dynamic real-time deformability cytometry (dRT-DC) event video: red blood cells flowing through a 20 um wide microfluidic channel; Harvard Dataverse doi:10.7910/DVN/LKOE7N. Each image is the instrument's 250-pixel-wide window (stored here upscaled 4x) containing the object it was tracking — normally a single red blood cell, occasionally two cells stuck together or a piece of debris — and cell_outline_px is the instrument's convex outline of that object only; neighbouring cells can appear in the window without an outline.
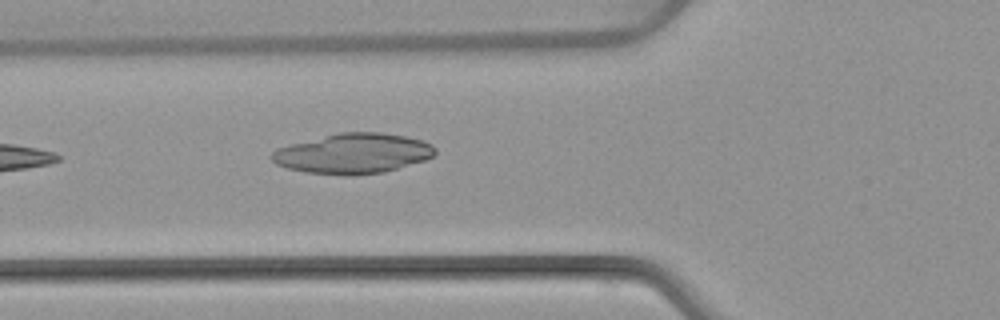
{"species": "common noctule bat (a hibernating species)", "species_latin": "Nyctalus noctula", "temperature_condition": "warm", "stored_images_in_passage": 6, "camera_frame_rate_fps": 3000, "um_per_image_px": 0.085, "animal": {"sex": "female", "body_mass_g": 22.7, "forearm_length_mm": 54.2}, "frame": {"image": 1, "passage_image": 6, "time_ms": 6.0, "image_size_px": [1000, 320], "cell_outline_px": [[436, 152], [432, 156], [424, 160], [384, 172], [352, 176], [348, 176], [308, 172], [288, 168], [276, 164], [268, 156], [276, 148], [340, 132], [380, 132], [404, 136], [420, 140], [432, 144], [436, 148]], "centroid_in_image_um": [30.0, 13.05], "position_along_channel_um": 95.8, "area_um2": 37.97}}